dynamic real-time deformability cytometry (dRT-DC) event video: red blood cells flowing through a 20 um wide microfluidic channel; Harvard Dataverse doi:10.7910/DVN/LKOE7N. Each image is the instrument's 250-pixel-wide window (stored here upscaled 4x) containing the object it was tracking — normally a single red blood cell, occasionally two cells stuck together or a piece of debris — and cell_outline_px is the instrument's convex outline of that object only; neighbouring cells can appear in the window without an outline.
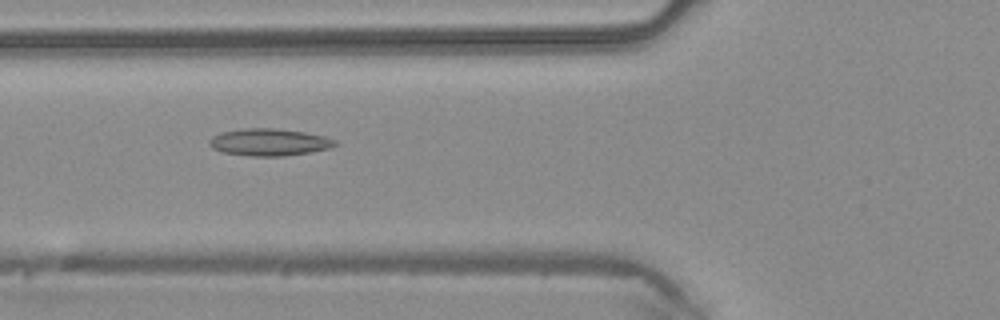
{"species": "common noctule bat (a hibernating species)", "species_latin": "Nyctalus noctula", "temperature_condition": "warm", "stored_images_in_passage": 44, "camera_frame_rate_fps": 3000, "um_per_image_px": 0.085, "animal": {"sex": "male", "body_mass_g": 20.4}, "frame": {"image": 1, "passage_image": 15, "time_ms": 4.667, "image_size_px": [1000, 320], "cell_outline_px": [[340, 144], [328, 148], [312, 152], [284, 156], [248, 156], [224, 152], [212, 148], [208, 144], [208, 140], [212, 136], [220, 132], [244, 128], [276, 128], [304, 132], [324, 136], [336, 140]], "centroid_in_image_um": [22.87, 12.08], "position_along_channel_um": 102.9, "area_um2": 20.06}}
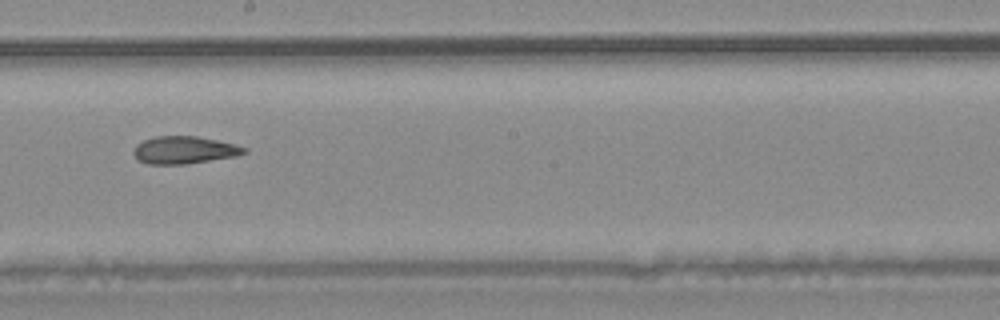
{"frame": {"image": 2, "passage_image": 24, "time_ms": 7.667, "image_size_px": [1000, 320], "cell_outline_px": [[248, 152], [236, 156], [184, 164], [148, 164], [136, 160], [132, 152], [136, 144], [144, 140], [156, 136], [196, 136], [236, 144], [248, 148]], "centroid_in_image_um": [15.65, 12.75], "position_along_channel_um": 232.6, "area_um2": 17.8}}
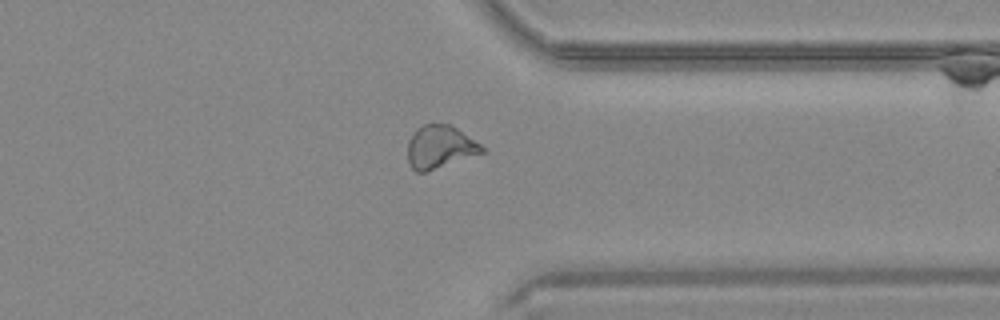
{"frame": {"image": 3, "passage_image": 34, "time_ms": 11.0, "image_size_px": [1000, 320], "cell_outline_px": [[484, 152], [424, 172], [416, 172], [408, 164], [408, 140], [416, 128], [424, 124], [452, 124], [480, 144], [484, 148]], "centroid_in_image_um": [37.36, 12.47], "position_along_channel_um": 374.0, "area_um2": 18.44}}